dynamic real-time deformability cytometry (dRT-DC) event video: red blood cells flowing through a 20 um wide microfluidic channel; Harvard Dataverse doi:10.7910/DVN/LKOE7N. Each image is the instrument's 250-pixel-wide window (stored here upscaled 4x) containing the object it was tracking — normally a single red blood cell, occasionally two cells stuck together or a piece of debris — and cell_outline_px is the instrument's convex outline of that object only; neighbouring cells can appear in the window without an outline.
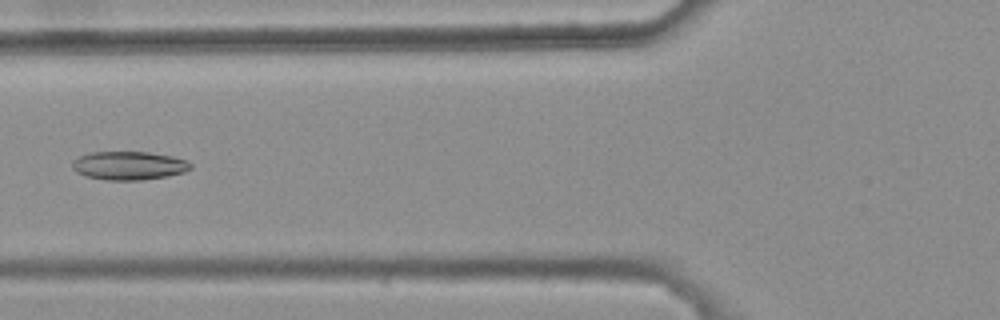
{"species": "common noctule bat (a hibernating species)", "species_latin": "Nyctalus noctula", "temperature_condition": "warm", "stored_images_in_passage": 6, "camera_frame_rate_fps": 3000, "um_per_image_px": 0.085, "animal": {"sex": "female", "body_mass_g": 25.1}, "frame": {"image": 1, "passage_image": 6, "time_ms": 1.667, "image_size_px": [1000, 320], "cell_outline_px": [[192, 168], [184, 172], [168, 176], [140, 180], [108, 180], [88, 176], [76, 172], [72, 168], [72, 160], [80, 156], [92, 152], [148, 152], [172, 156], [184, 160], [192, 164]], "centroid_in_image_um": [10.96, 14.07], "position_along_channel_um": 114.8, "area_um2": 19.54}}